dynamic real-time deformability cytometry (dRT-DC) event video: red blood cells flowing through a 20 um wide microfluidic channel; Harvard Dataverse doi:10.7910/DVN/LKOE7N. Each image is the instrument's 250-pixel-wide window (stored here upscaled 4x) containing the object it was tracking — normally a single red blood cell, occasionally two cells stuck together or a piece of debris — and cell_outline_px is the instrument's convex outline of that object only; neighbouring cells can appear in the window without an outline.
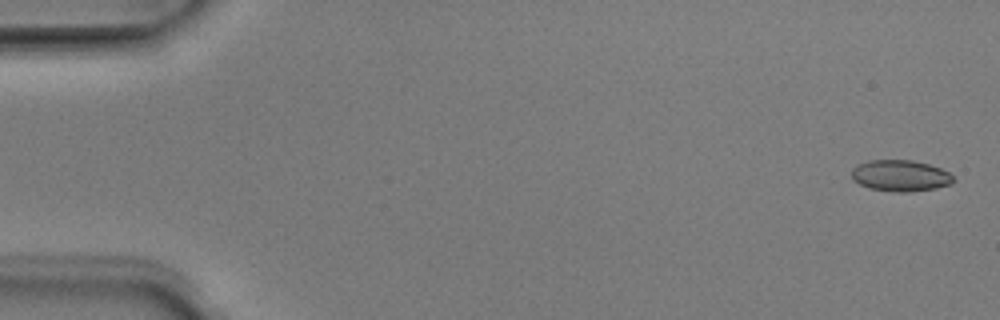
{"species": "Egyptian fruit bat (a non-hibernating species)", "species_latin": "Rousettus aegyptiacus", "temperature_condition": "room temperature", "stored_images_in_passage": 52, "camera_frame_rate_fps": 3000, "um_per_image_px": 0.085, "animal": {"sex": "male"}, "frame": {"image": 1, "passage_image": 2, "time_ms": 0.333, "image_size_px": [1000, 320], "cell_outline_px": [[956, 180], [952, 184], [936, 188], [912, 192], [896, 192], [868, 188], [852, 180], [852, 168], [868, 160], [912, 160], [928, 164], [940, 168], [948, 172]], "centroid_in_image_um": [76.54, 14.94], "position_along_channel_um": 8.5, "area_um2": 18.67}}
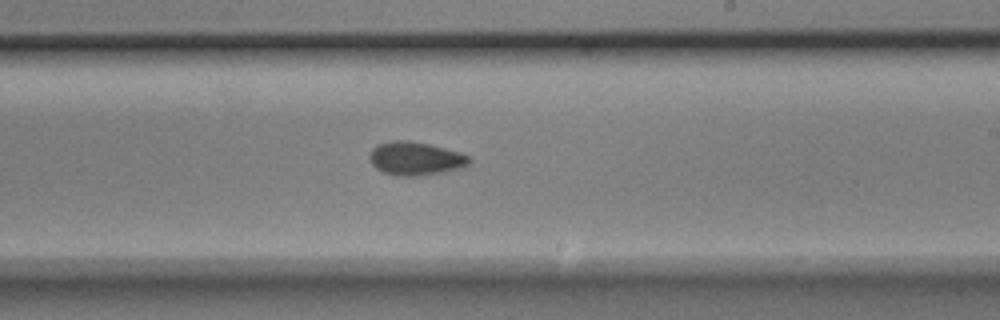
{"frame": {"image": 2, "passage_image": 31, "time_ms": 10.0, "image_size_px": [1000, 320], "cell_outline_px": [[472, 160], [464, 168], [416, 176], [396, 176], [384, 172], [376, 168], [372, 164], [368, 156], [372, 148], [376, 144], [392, 140], [408, 140], [428, 144], [460, 152], [468, 156]], "centroid_in_image_um": [35.29, 13.47], "position_along_channel_um": 253.7, "area_um2": 19.48}}
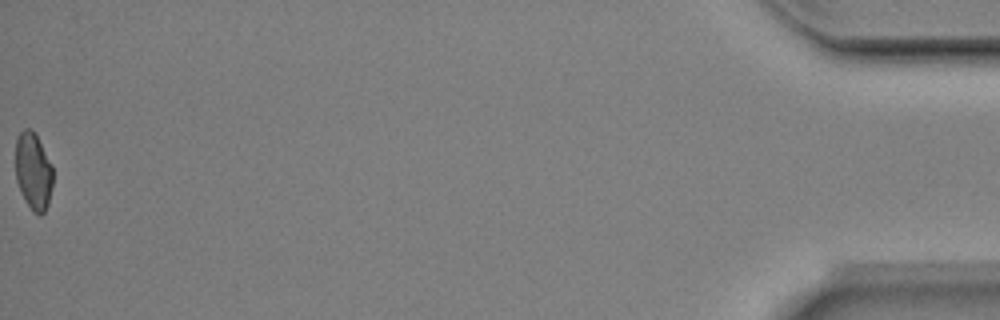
{"frame": {"image": 3, "passage_image": 52, "time_ms": 17.0, "image_size_px": [1000, 320], "cell_outline_px": [[52, 188], [48, 204], [44, 212], [40, 216], [32, 212], [24, 200], [16, 180], [16, 140], [20, 132], [24, 128], [32, 128], [52, 164]], "centroid_in_image_um": [2.83, 14.58], "position_along_channel_um": 432.4, "area_um2": 16.94}, "authors_computed_cell_mechanics": {"area_um2": 18.5538, "velocity_mm_per_s": 3.9788, "shape_relaxation_time_tau1_ms": 4.4918, "shape_relaxation_time_tau2_ms": 4.5605, "deformation_change_tau1": 0.1022, "deformation_change_tau2": 0.0718}}